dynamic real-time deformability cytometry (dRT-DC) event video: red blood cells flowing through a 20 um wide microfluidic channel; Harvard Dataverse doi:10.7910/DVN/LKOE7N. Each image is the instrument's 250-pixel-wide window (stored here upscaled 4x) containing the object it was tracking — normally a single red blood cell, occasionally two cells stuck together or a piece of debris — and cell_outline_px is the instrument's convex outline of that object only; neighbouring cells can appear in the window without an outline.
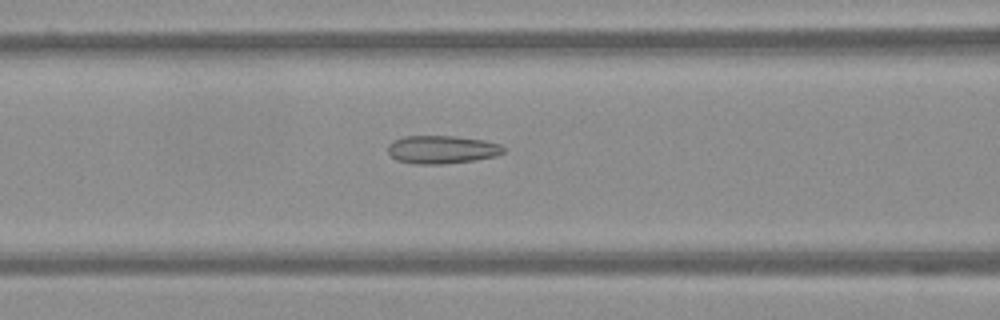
{"species": "Egyptian fruit bat (a non-hibernating species)", "species_latin": "Rousettus aegyptiacus", "temperature_condition": "warm", "stored_images_in_passage": 53, "camera_frame_rate_fps": 3000, "um_per_image_px": 0.085, "frame": {"image": 1, "passage_image": 21, "time_ms": 6.667, "image_size_px": [1000, 320], "cell_outline_px": [[504, 152], [496, 156], [472, 160], [444, 164], [412, 164], [396, 160], [388, 152], [388, 144], [392, 140], [404, 136], [456, 136], [484, 140], [500, 144], [504, 148]], "centroid_in_image_um": [37.53, 12.71], "position_along_channel_um": 129.1, "area_um2": 19.02}}
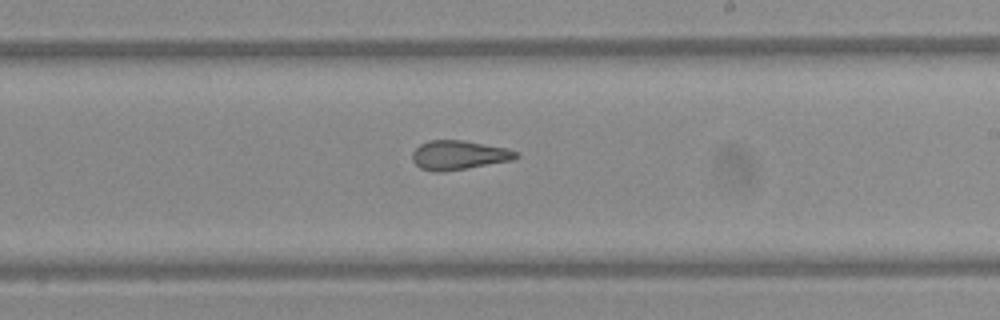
{"frame": {"image": 2, "passage_image": 31, "time_ms": 10.0, "image_size_px": [1000, 320], "cell_outline_px": [[520, 156], [512, 160], [440, 172], [436, 172], [420, 168], [412, 160], [412, 152], [420, 144], [428, 140], [464, 140], [508, 148], [516, 152]], "centroid_in_image_um": [38.98, 13.17], "position_along_channel_um": 250.0, "area_um2": 17.51}}
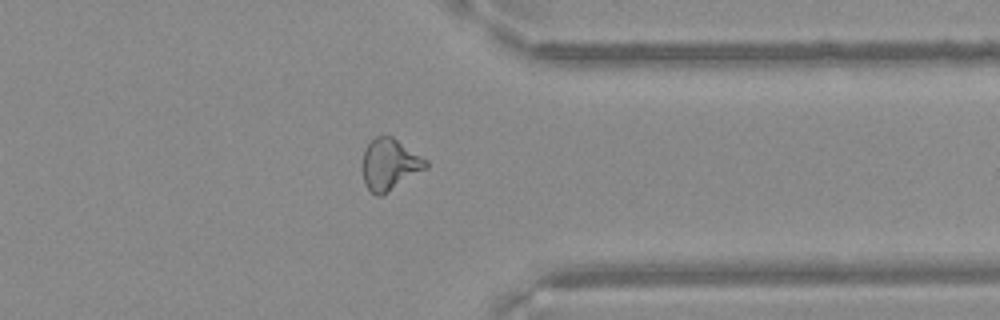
{"frame": {"image": 3, "passage_image": 42, "time_ms": 13.667, "image_size_px": [1000, 320], "cell_outline_px": [[428, 168], [388, 192], [380, 196], [376, 196], [364, 184], [360, 168], [360, 164], [364, 148], [376, 136], [392, 136], [428, 160]], "centroid_in_image_um": [33.09, 13.98], "position_along_channel_um": 378.3, "area_um2": 19.42}}